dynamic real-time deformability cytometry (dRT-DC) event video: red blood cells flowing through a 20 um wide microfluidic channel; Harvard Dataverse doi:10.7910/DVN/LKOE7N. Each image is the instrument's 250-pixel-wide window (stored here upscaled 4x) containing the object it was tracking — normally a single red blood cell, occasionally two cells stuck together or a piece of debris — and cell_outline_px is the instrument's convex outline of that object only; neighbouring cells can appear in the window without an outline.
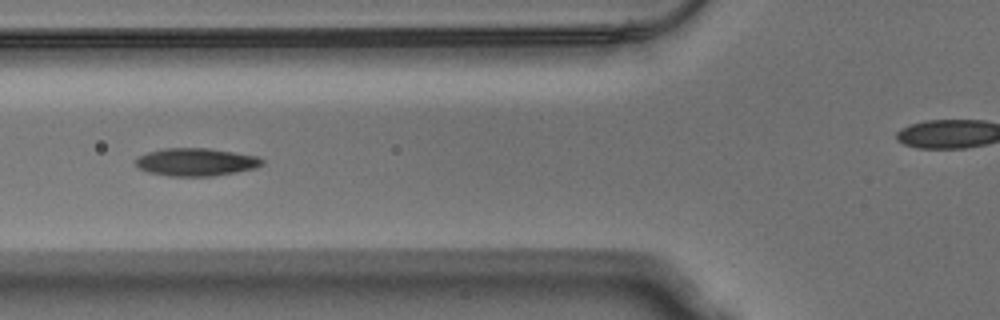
{"species": "Egyptian fruit bat (a non-hibernating species)", "species_latin": "Rousettus aegyptiacus", "temperature_condition": "warm", "stored_images_in_passage": 8, "camera_frame_rate_fps": 3000, "um_per_image_px": 0.085, "animal": {"sex": "male"}, "frame": {"image": 1, "passage_image": 5, "time_ms": 1.333, "image_size_px": [1000, 320], "cell_outline_px": [[264, 164], [256, 168], [236, 172], [212, 176], [168, 176], [148, 172], [140, 168], [132, 160], [136, 156], [148, 152], [164, 148], [208, 148], [256, 156], [264, 160]], "centroid_in_image_um": [16.62, 13.77], "position_along_channel_um": 109.2, "area_um2": 20.58}}